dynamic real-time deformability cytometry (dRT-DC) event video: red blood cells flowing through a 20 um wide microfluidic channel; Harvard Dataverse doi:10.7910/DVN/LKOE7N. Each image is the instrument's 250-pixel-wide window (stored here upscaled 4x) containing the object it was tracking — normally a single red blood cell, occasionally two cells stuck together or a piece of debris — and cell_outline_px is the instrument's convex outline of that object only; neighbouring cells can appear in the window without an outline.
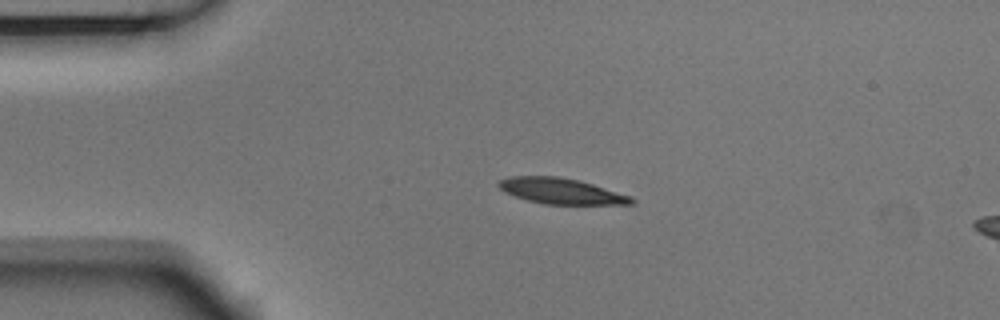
{"species": "Egyptian fruit bat (a non-hibernating species)", "species_latin": "Rousettus aegyptiacus", "temperature_condition": "room temperature", "stored_images_in_passage": 6, "camera_frame_rate_fps": 3000, "um_per_image_px": 0.085, "animal": {"sex": "male"}, "frame": {"image": 1, "passage_image": 1, "time_ms": 0.0, "image_size_px": [1000, 320], "cell_outline_px": [[636, 204], [544, 204], [528, 200], [504, 192], [496, 184], [500, 180], [508, 176], [560, 176], [580, 180], [632, 196], [636, 200]], "centroid_in_image_um": [47.72, 16.23], "position_along_channel_um": 37.3, "area_um2": 20.06}}